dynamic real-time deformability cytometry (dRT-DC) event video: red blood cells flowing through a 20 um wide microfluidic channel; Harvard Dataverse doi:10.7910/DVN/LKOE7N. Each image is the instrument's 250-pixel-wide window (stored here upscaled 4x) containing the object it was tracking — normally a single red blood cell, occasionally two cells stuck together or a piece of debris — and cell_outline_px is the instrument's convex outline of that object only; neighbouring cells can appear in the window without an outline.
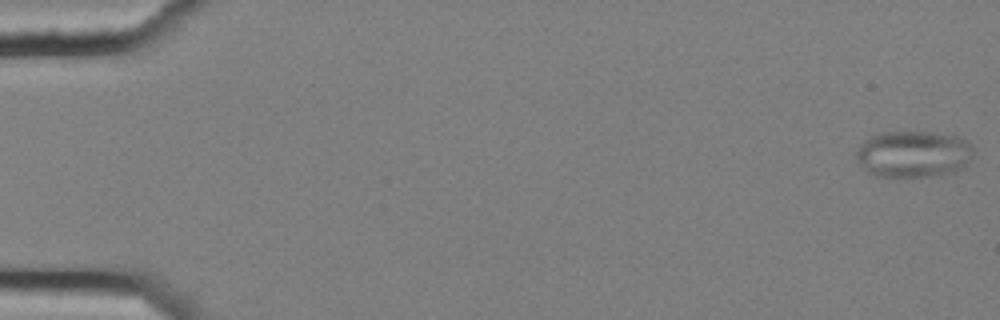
{"species": "common noctule bat (a hibernating species)", "species_latin": "Nyctalus noctula", "temperature_condition": "cold", "stored_images_in_passage": 7, "camera_frame_rate_fps": 3000, "um_per_image_px": 0.085, "animal": {"sex": "female", "body_mass_g": 25.1}, "frame": {"image": 1, "passage_image": 1, "time_ms": 0.0, "image_size_px": [1000, 320], "cell_outline_px": [[972, 156], [956, 172], [932, 176], [876, 176], [868, 172], [856, 156], [856, 152], [860, 144], [864, 140], [880, 132], [928, 132], [956, 136], [968, 140], [972, 144]], "centroid_in_image_um": [77.65, 13.08], "position_along_channel_um": 7.4, "area_um2": 31.56}}
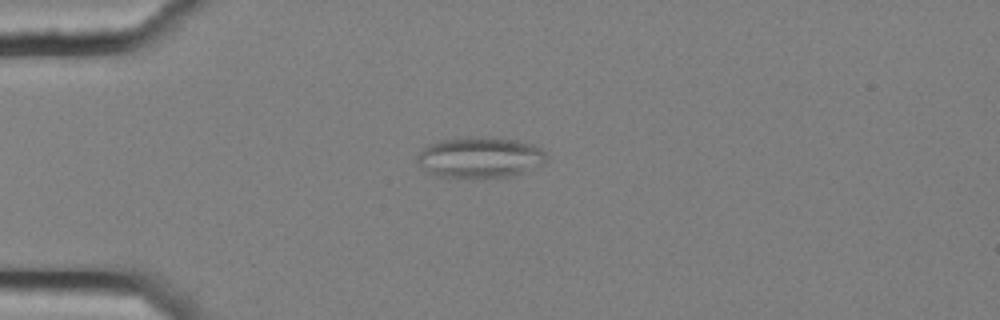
{"frame": {"image": 2, "passage_image": 5, "time_ms": 1.333, "image_size_px": [1000, 320], "cell_outline_px": [[548, 160], [544, 164], [524, 172], [508, 176], [440, 176], [416, 164], [416, 152], [428, 144], [440, 140], [460, 136], [492, 136], [520, 140], [532, 144], [540, 148], [548, 156]], "centroid_in_image_um": [40.8, 13.32], "position_along_channel_um": 44.2, "area_um2": 31.04}}